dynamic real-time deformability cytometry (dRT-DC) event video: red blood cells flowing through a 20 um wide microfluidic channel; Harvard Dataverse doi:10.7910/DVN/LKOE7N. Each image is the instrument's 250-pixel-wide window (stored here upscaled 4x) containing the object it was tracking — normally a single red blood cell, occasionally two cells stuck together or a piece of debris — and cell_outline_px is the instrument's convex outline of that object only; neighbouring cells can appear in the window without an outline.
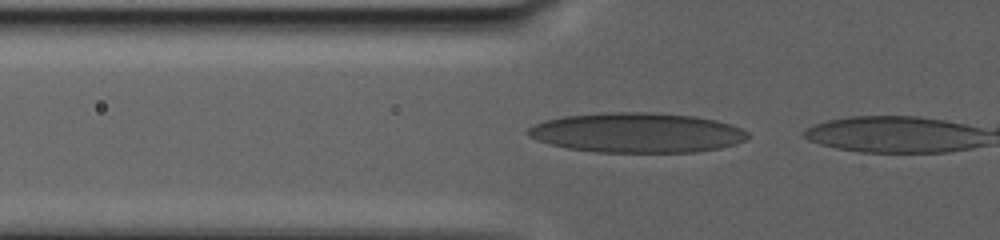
{"species": "human", "species_latin": "Homo sapiens", "temperature_condition": "warm", "stored_images_in_passage": 4, "camera_frame_rate_fps": 3000, "um_per_image_px": 0.085, "donor": {"sex": "male"}, "frame": {"image": 1, "passage_image": 2, "time_ms": 0.333, "image_size_px": [1000, 240], "cell_outline_px": [[748, 136], [744, 140], [736, 144], [720, 148], [696, 152], [596, 152], [568, 148], [548, 144], [536, 140], [528, 136], [528, 128], [532, 124], [544, 120], [564, 116], [608, 112], [652, 112], [696, 116], [716, 120], [732, 124], [748, 132]], "centroid_in_image_um": [54.13, 11.27], "position_along_channel_um": 71.7, "area_um2": 51.33}}